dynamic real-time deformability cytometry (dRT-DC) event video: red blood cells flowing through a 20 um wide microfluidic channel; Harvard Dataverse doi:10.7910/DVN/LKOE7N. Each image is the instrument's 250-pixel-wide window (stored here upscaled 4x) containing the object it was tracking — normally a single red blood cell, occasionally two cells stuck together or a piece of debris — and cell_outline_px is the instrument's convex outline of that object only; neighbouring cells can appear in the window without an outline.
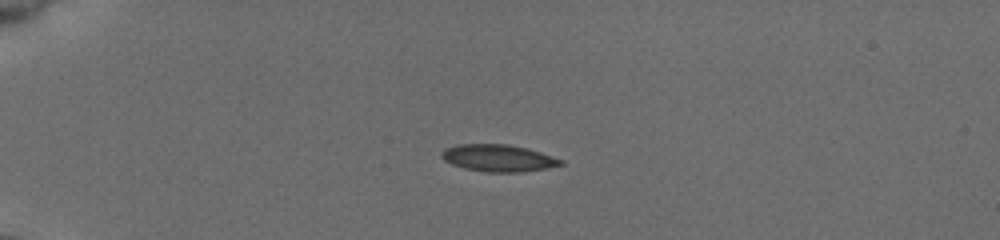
{"species": "common noctule bat (a hibernating species)", "species_latin": "Nyctalus noctula", "temperature_condition": "cold", "stored_images_in_passage": 40, "camera_frame_rate_fps": 3000, "um_per_image_px": 0.085, "animal": {"sex": "female", "body_mass_g": 19.5, "forearm_length_mm": 54.1}, "frame": {"image": 1, "passage_image": 1, "time_ms": 0.0, "image_size_px": [1000, 240], "cell_outline_px": [[564, 164], [544, 168], [520, 172], [488, 172], [464, 168], [452, 164], [444, 160], [440, 156], [440, 152], [444, 148], [456, 144], [508, 144], [540, 152], [564, 160]], "centroid_in_image_um": [42.3, 13.42], "position_along_channel_um": 42.7, "area_um2": 18.67}}
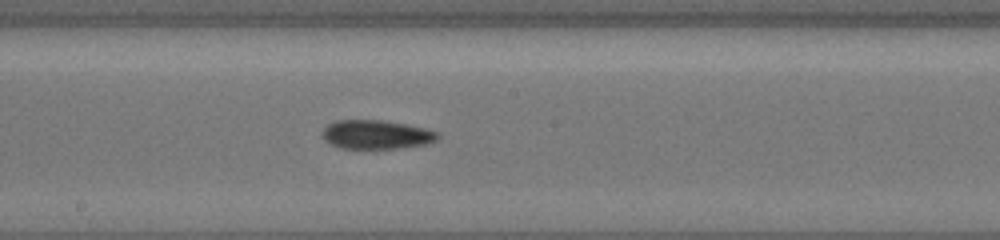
{"frame": {"image": 2, "passage_image": 18, "time_ms": 5.667, "image_size_px": [1000, 240], "cell_outline_px": [[440, 136], [436, 140], [428, 144], [400, 148], [340, 148], [324, 140], [320, 136], [320, 132], [328, 124], [336, 120], [380, 120], [404, 124], [424, 128], [440, 132]], "centroid_in_image_um": [31.97, 11.44], "position_along_channel_um": 216.2, "area_um2": 19.54}}
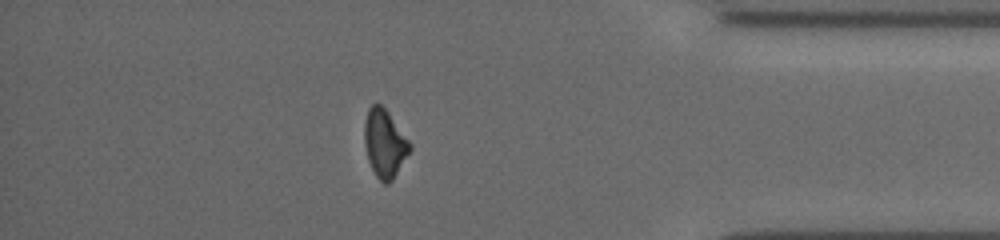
{"frame": {"image": 3, "passage_image": 34, "time_ms": 11.0, "image_size_px": [1000, 240], "cell_outline_px": [[412, 148], [392, 180], [388, 184], [384, 184], [376, 176], [368, 160], [364, 144], [364, 124], [368, 108], [372, 104], [380, 104], [388, 112], [412, 144]], "centroid_in_image_um": [32.69, 12.19], "position_along_channel_um": 402.5, "area_um2": 17.92}, "authors_computed_cell_mechanics": {"area_um2": 18.5249, "velocity_mm_per_s": 3.9382, "shape_relaxation_time_tau1_ms": 4.4187, "shape_relaxation_time_tau2_ms": null, "deformation_change_tau1": 0.1265, "deformation_change_tau2": null}}